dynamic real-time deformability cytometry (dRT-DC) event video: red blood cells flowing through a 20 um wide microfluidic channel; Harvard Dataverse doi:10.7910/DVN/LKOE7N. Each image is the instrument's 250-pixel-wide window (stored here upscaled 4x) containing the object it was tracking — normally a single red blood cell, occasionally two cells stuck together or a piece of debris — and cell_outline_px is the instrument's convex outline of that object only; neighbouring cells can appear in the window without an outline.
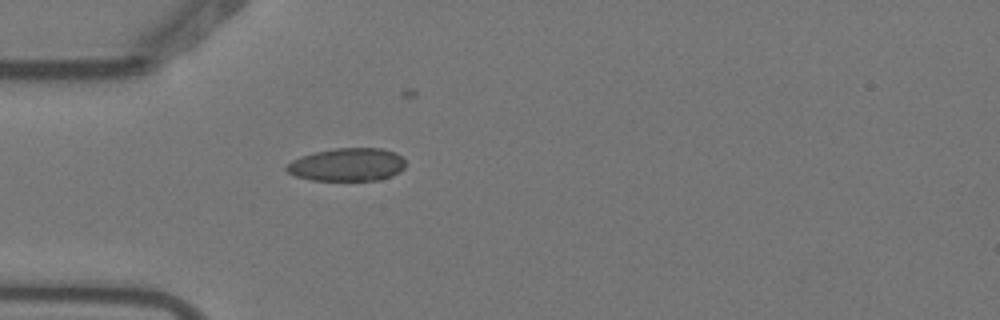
{"species": "Egyptian fruit bat (a non-hibernating species)", "species_latin": "Rousettus aegyptiacus", "temperature_condition": "warm", "stored_images_in_passage": 1, "camera_frame_rate_fps": 3000, "um_per_image_px": 0.085, "animal": {"sex": "female"}, "frame": {"image": 1, "passage_image": 1, "time_ms": 0.0, "image_size_px": [1000, 320], "cell_outline_px": [[404, 168], [400, 172], [392, 176], [380, 180], [312, 180], [296, 176], [288, 172], [284, 168], [292, 160], [300, 156], [316, 152], [336, 148], [384, 148], [396, 152], [404, 160]], "centroid_in_image_um": [29.53, 13.99], "position_along_channel_um": 55.5, "area_um2": 22.95}}